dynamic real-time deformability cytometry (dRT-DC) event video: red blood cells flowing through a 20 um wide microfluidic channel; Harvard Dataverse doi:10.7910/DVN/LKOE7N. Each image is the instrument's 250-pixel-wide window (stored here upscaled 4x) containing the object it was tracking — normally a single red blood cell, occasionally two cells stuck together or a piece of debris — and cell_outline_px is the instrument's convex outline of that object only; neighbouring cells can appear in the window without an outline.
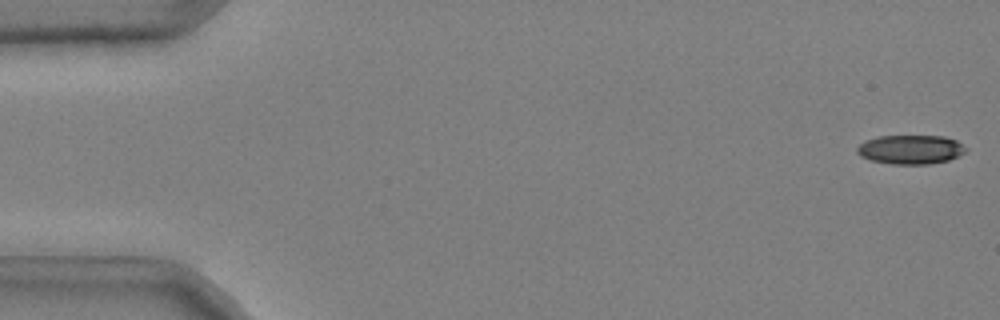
{"species": "common noctule bat (a hibernating species)", "species_latin": "Nyctalus noctula", "temperature_condition": "cold", "stored_images_in_passage": 49, "camera_frame_rate_fps": 3000, "um_per_image_px": 0.085, "animal": {"sex": "male", "body_mass_g": 20.4}, "frame": {"image": 1, "passage_image": 1, "time_ms": 0.0, "image_size_px": [1000, 320], "cell_outline_px": [[968, 148], [964, 152], [948, 160], [928, 164], [892, 164], [872, 160], [860, 156], [856, 152], [856, 148], [864, 140], [876, 136], [944, 136], [956, 140]], "centroid_in_image_um": [77.37, 12.7], "position_along_channel_um": 7.6, "area_um2": 18.44}}
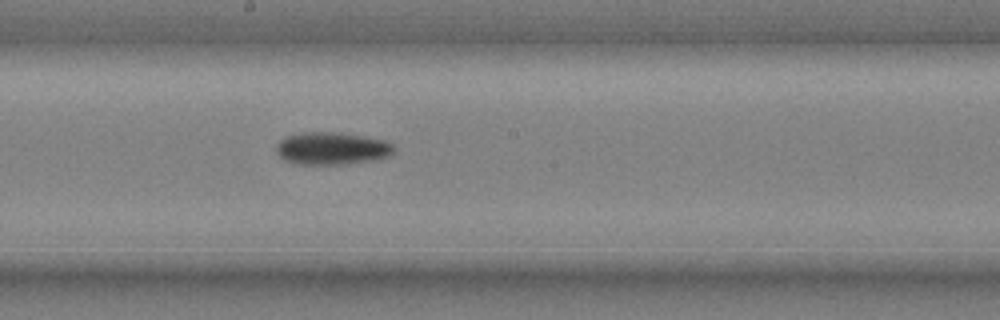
{"frame": {"image": 2, "passage_image": 29, "time_ms": 9.333, "image_size_px": [1000, 320], "cell_outline_px": [[396, 152], [392, 156], [376, 160], [348, 164], [292, 164], [284, 160], [276, 152], [276, 144], [284, 136], [304, 132], [332, 132], [388, 140], [396, 148]], "centroid_in_image_um": [28.24, 12.63], "position_along_channel_um": 220.0, "area_um2": 22.72}}
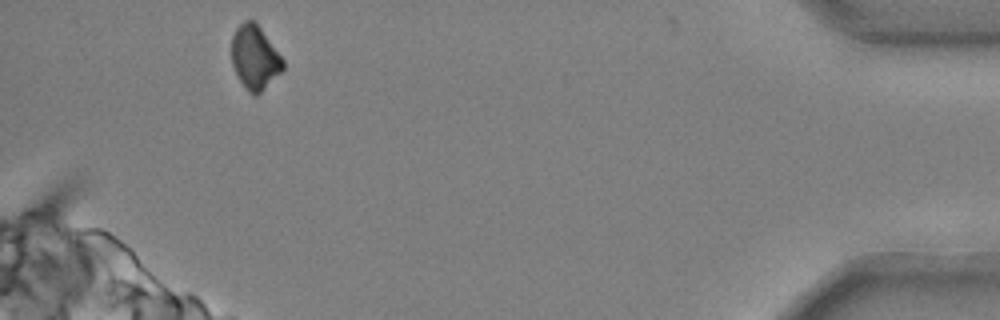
{"frame": {"image": 3, "passage_image": 49, "time_ms": 16.0, "image_size_px": [1000, 320], "cell_outline_px": [[284, 68], [256, 96], [248, 92], [240, 80], [232, 64], [232, 36], [236, 28], [244, 20], [256, 20], [284, 60]], "centroid_in_image_um": [21.66, 4.84], "position_along_channel_um": 413.5, "area_um2": 19.02}, "authors_computed_cell_mechanics": {"area_um2": 20.9236, "velocity_mm_per_s": 3.7238, "shape_relaxation_time_tau1_ms": 3.428, "shape_relaxation_time_tau2_ms": null, "deformation_change_tau1": 0.0953, "deformation_change_tau2": null}}